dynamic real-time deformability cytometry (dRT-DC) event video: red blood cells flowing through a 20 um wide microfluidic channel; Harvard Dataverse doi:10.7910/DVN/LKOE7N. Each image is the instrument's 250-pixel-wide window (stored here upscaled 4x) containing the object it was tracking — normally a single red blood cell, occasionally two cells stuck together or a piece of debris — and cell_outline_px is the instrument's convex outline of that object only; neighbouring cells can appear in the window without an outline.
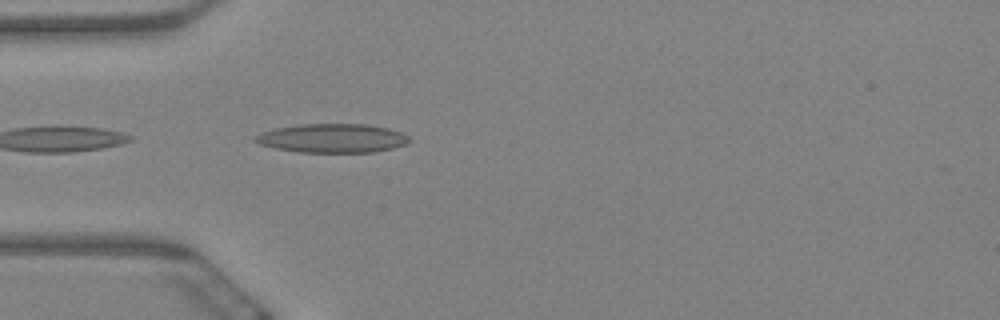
{"species": "Egyptian fruit bat (a non-hibernating species)", "species_latin": "Rousettus aegyptiacus", "temperature_condition": "warm", "stored_images_in_passage": 2, "camera_frame_rate_fps": 3000, "um_per_image_px": 0.085, "animal": {"sex": "female"}, "frame": {"image": 1, "passage_image": 2, "time_ms": 0.333, "image_size_px": [1000, 320], "cell_outline_px": [[408, 140], [404, 144], [392, 148], [372, 152], [300, 152], [276, 148], [260, 144], [252, 140], [252, 136], [272, 128], [300, 124], [368, 124], [388, 128], [400, 132], [408, 136]], "centroid_in_image_um": [28.17, 11.74], "position_along_channel_um": 56.8, "area_um2": 25.89}}